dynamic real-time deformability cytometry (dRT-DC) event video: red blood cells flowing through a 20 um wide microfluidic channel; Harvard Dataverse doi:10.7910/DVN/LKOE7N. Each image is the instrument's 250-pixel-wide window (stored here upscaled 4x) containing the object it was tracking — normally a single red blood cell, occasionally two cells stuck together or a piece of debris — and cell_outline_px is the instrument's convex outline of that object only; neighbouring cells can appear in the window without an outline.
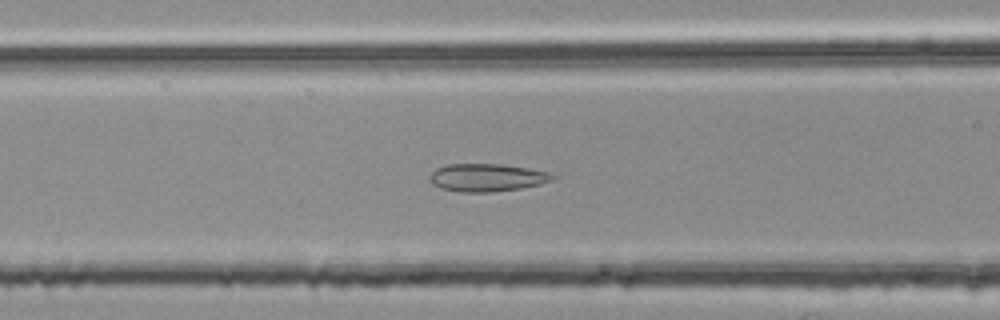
{"species": "common noctule bat (a hibernating species)", "species_latin": "Nyctalus noctula", "temperature_condition": "room temperature", "stored_images_in_passage": 46, "camera_frame_rate_fps": 3000, "um_per_image_px": 0.085, "animal": {"sex": "female", "body_mass_g": 25.1}, "frame": {"image": 1, "passage_image": 21, "time_ms": 6.667, "image_size_px": [1000, 320], "cell_outline_px": [[556, 176], [552, 180], [540, 184], [520, 188], [492, 192], [460, 192], [440, 188], [432, 184], [428, 180], [428, 176], [436, 168], [448, 164], [500, 164], [528, 168], [548, 172]], "centroid_in_image_um": [41.34, 15.09], "position_along_channel_um": 125.3, "area_um2": 19.94}}
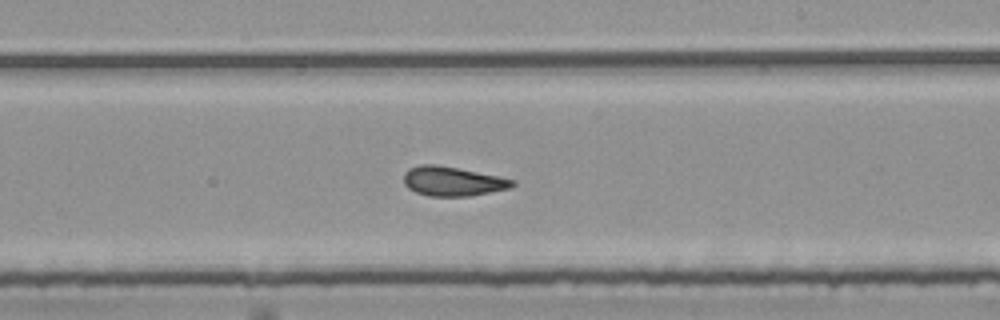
{"frame": {"image": 2, "passage_image": 31, "time_ms": 10.0, "image_size_px": [1000, 320], "cell_outline_px": [[516, 184], [512, 188], [468, 196], [428, 196], [416, 192], [408, 188], [404, 184], [404, 172], [408, 168], [420, 164], [436, 164], [516, 180]], "centroid_in_image_um": [38.45, 15.41], "position_along_channel_um": 250.5, "area_um2": 18.55}}
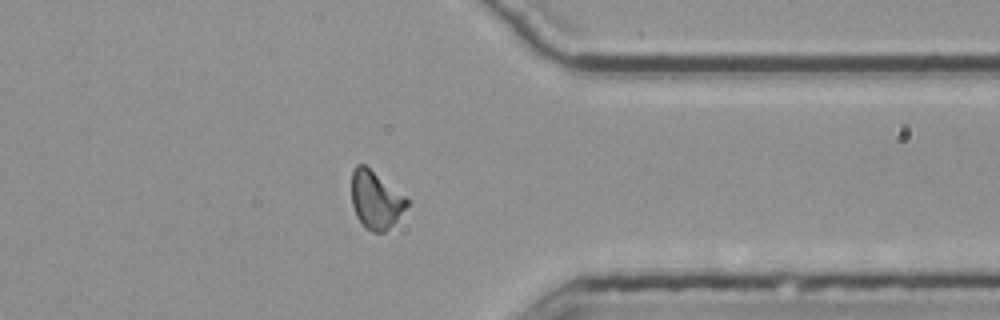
{"frame": {"image": 3, "passage_image": 42, "time_ms": 13.667, "image_size_px": [1000, 320], "cell_outline_px": [[408, 204], [396, 220], [384, 232], [372, 232], [364, 228], [356, 216], [352, 204], [352, 172], [356, 164], [364, 164], [404, 196], [408, 200]], "centroid_in_image_um": [31.89, 17.0], "position_along_channel_um": 379.5, "area_um2": 18.21}, "authors_computed_cell_mechanics": {"area_um2": 19.5364, "velocity_mm_per_s": 3.7634, "shape_relaxation_time_tau1_ms": null, "shape_relaxation_time_tau2_ms": 1.2049, "deformation_change_tau1": null, "deformation_change_tau2": 0.0914}}